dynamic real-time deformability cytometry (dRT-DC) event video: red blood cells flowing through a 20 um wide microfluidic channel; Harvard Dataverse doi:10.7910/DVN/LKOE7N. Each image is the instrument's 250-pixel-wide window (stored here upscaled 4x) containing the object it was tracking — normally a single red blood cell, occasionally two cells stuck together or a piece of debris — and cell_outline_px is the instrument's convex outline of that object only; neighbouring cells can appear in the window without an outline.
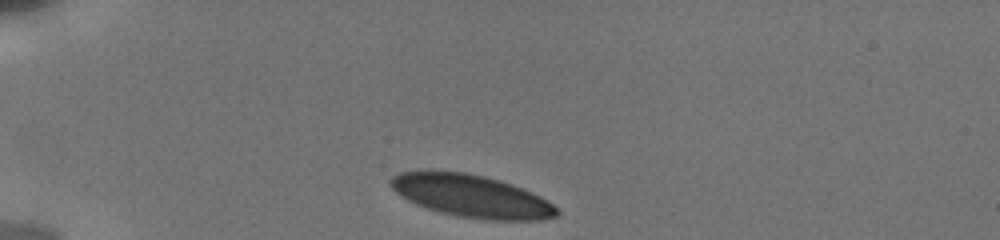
{"species": "human", "species_latin": "Homo sapiens", "temperature_condition": "cold", "stored_images_in_passage": 23, "camera_frame_rate_fps": 3000, "um_per_image_px": 0.085, "donor": {"sex": "male"}, "frame": {"image": 1, "passage_image": 1, "time_ms": 0.0, "image_size_px": [1000, 240], "cell_outline_px": [[560, 212], [556, 216], [540, 220], [488, 220], [460, 216], [440, 212], [416, 204], [400, 196], [388, 184], [388, 180], [392, 176], [400, 172], [420, 168], [432, 168], [464, 172], [484, 176], [500, 180], [512, 184], [532, 192], [540, 196], [552, 204]], "centroid_in_image_um": [39.98, 16.61], "position_along_channel_um": 45.0, "area_um2": 41.85}}
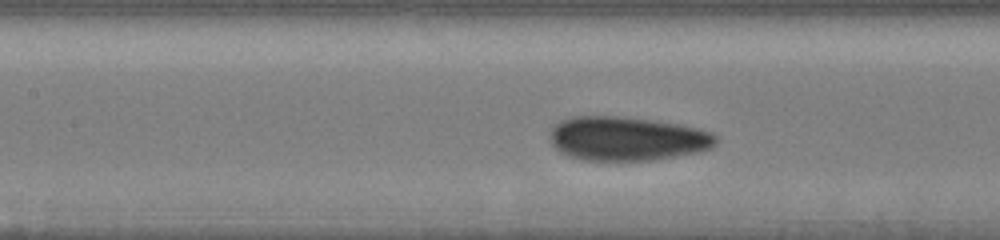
{"frame": {"image": 2, "passage_image": 16, "time_ms": 4.0, "image_size_px": [1000, 240], "cell_outline_px": [[716, 144], [712, 148], [696, 152], [656, 160], [580, 160], [568, 156], [560, 152], [552, 144], [552, 128], [560, 120], [572, 116], [620, 116], [656, 120], [696, 128], [712, 132], [716, 136]], "centroid_in_image_um": [53.3, 11.78], "position_along_channel_um": 154.1, "area_um2": 42.6}}
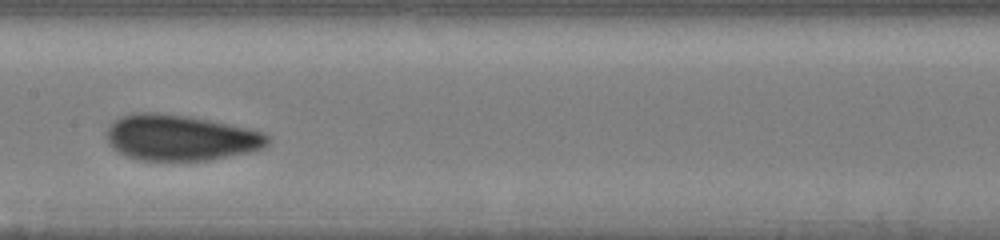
{"frame": {"image": 3, "passage_image": 21, "time_ms": 5.0, "image_size_px": [1000, 240], "cell_outline_px": [[272, 136], [268, 144], [260, 148], [248, 152], [208, 160], [140, 160], [124, 156], [116, 152], [108, 144], [108, 128], [120, 116], [132, 112], [156, 112], [188, 116], [248, 128], [264, 132]], "centroid_in_image_um": [15.32, 11.7], "position_along_channel_um": 192.1, "area_um2": 43.0}}